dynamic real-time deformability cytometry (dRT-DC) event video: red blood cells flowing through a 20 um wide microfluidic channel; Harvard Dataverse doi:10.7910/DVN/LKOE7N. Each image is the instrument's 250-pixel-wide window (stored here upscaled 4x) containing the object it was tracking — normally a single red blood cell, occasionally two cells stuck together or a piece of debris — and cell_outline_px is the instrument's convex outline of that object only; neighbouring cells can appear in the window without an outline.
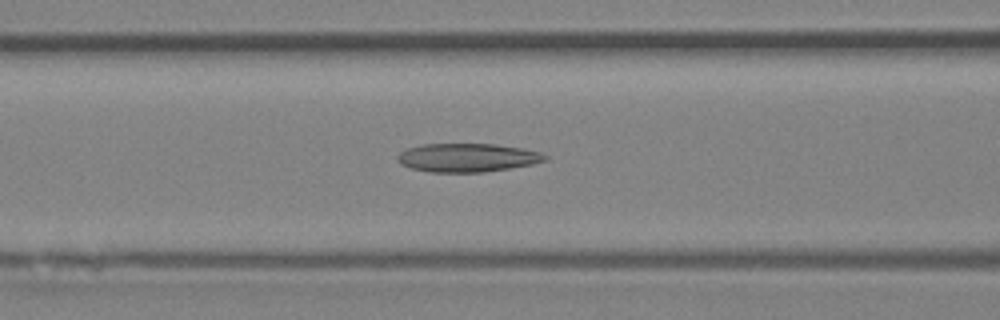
{"species": "Egyptian fruit bat (a non-hibernating species)", "species_latin": "Rousettus aegyptiacus", "temperature_condition": "room temperature", "stored_images_in_passage": 35, "camera_frame_rate_fps": 3000, "um_per_image_px": 0.085, "animal": {"sex": "female"}, "frame": {"image": 1, "passage_image": 17, "time_ms": 5.333, "image_size_px": [1000, 320], "cell_outline_px": [[548, 160], [532, 164], [484, 172], [428, 172], [412, 168], [400, 164], [396, 160], [396, 156], [400, 152], [408, 148], [424, 144], [496, 144], [520, 148], [540, 152], [548, 156]], "centroid_in_image_um": [39.7, 13.4], "position_along_channel_um": 126.9, "area_um2": 24.51}}
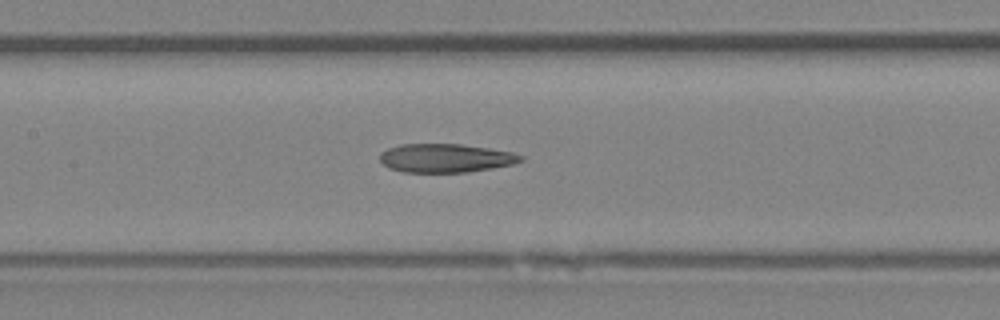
{"frame": {"image": 2, "passage_image": 20, "time_ms": 6.333, "image_size_px": [1000, 320], "cell_outline_px": [[524, 160], [512, 164], [492, 168], [468, 172], [400, 172], [388, 168], [380, 160], [380, 152], [388, 148], [400, 144], [460, 144], [488, 148], [512, 152], [524, 156]], "centroid_in_image_um": [37.86, 13.44], "position_along_channel_um": 169.5, "area_um2": 23.58}}
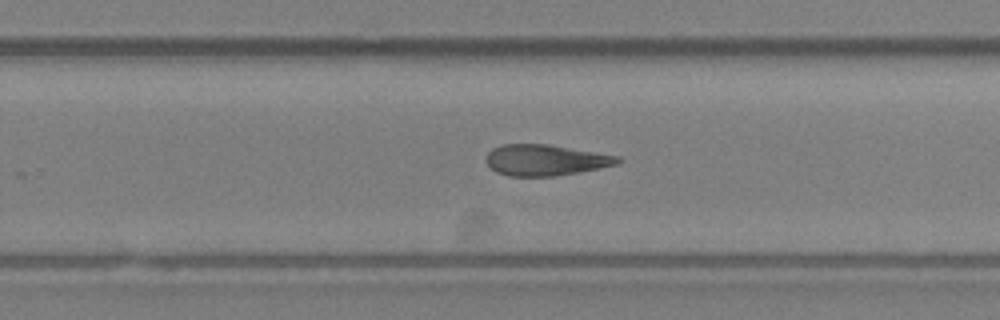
{"frame": {"image": 3, "passage_image": 28, "time_ms": 9.0, "image_size_px": [1000, 320], "cell_outline_px": [[624, 160], [620, 164], [600, 168], [556, 176], [508, 176], [496, 172], [484, 160], [488, 152], [492, 148], [504, 144], [548, 144], [620, 156]], "centroid_in_image_um": [46.39, 13.6], "position_along_channel_um": 283.4, "area_um2": 23.99}, "authors_computed_cell_mechanics": {"area_um2": 24.854, "velocity_mm_per_s": 4.2842, "shape_relaxation_time_tau1_ms": null, "shape_relaxation_time_tau2_ms": 6.5165, "deformation_change_tau1": null, "deformation_change_tau2": 0.1808}}